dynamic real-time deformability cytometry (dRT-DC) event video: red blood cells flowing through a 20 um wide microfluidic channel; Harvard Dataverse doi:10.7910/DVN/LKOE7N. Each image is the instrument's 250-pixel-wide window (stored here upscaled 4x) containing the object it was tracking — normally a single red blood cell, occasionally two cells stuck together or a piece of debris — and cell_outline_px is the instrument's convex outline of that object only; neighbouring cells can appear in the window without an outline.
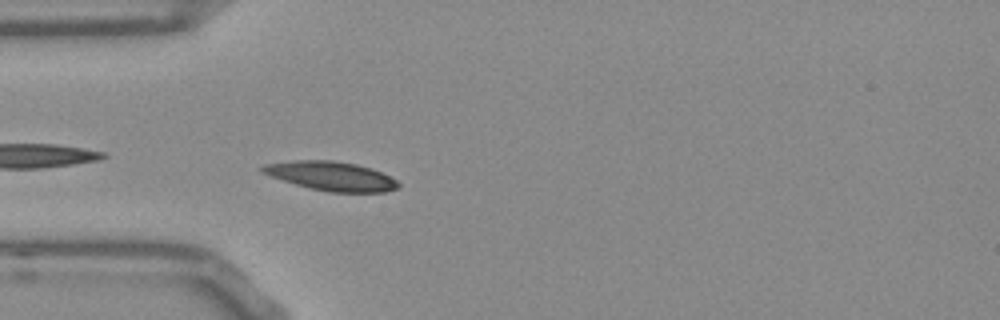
{"species": "Egyptian fruit bat (a non-hibernating species)", "species_latin": "Rousettus aegyptiacus", "temperature_condition": "room temperature", "stored_images_in_passage": 41, "camera_frame_rate_fps": 3000, "um_per_image_px": 0.085, "frame": {"image": 1, "passage_image": 3, "time_ms": 0.667, "image_size_px": [1000, 320], "cell_outline_px": [[400, 188], [384, 192], [328, 192], [308, 188], [272, 176], [264, 172], [260, 168], [264, 164], [292, 160], [332, 160], [356, 164], [372, 168], [396, 180], [400, 184]], "centroid_in_image_um": [28.19, 14.96], "position_along_channel_um": 56.8, "area_um2": 22.89}}
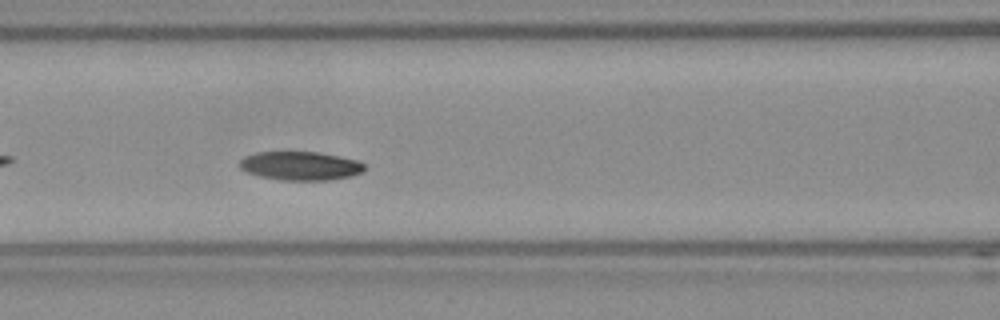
{"frame": {"image": 2, "passage_image": 10, "time_ms": 3.0, "image_size_px": [1000, 320], "cell_outline_px": [[364, 172], [352, 176], [332, 180], [280, 180], [260, 176], [248, 172], [240, 168], [240, 160], [244, 156], [256, 152], [316, 152], [340, 156], [356, 160], [364, 164]], "centroid_in_image_um": [25.55, 14.1], "position_along_channel_um": 141.1, "area_um2": 20.92}}
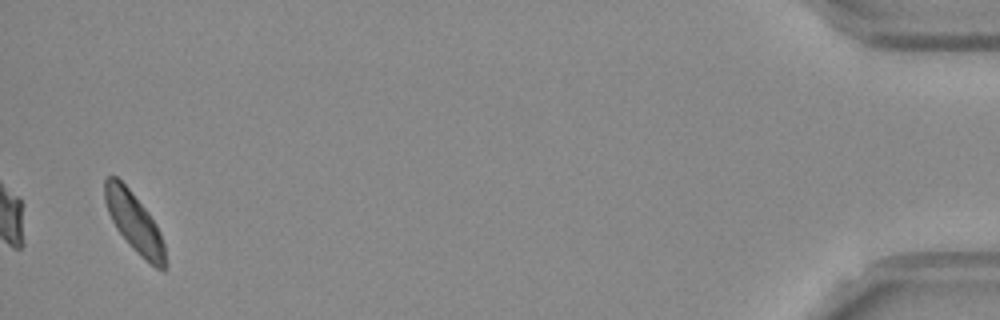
{"frame": {"image": 3, "passage_image": 40, "time_ms": 13.0, "image_size_px": [1000, 320], "cell_outline_px": [[168, 264], [164, 272], [156, 268], [140, 256], [132, 248], [116, 228], [108, 212], [104, 200], [104, 180], [108, 176], [116, 176], [128, 188], [148, 212], [156, 224], [160, 232], [164, 244]], "centroid_in_image_um": [11.44, 18.95], "position_along_channel_um": 423.8, "area_um2": 20.98}, "authors_computed_cell_mechanics": {"area_um2": 21.2126, "velocity_mm_per_s": 3.7275, "shape_relaxation_time_tau1_ms": 4.3662, "shape_relaxation_time_tau2_ms": 11.2378, "deformation_change_tau1": 0.1061, "deformation_change_tau2": 0.1656}}